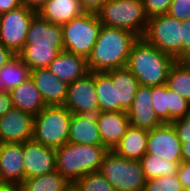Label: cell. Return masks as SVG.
<instances>
[{"instance_id": "7bdbcfd3", "label": "cell", "mask_w": 190, "mask_h": 191, "mask_svg": "<svg viewBox=\"0 0 190 191\" xmlns=\"http://www.w3.org/2000/svg\"><path fill=\"white\" fill-rule=\"evenodd\" d=\"M47 0H21L22 5L27 8L38 12Z\"/></svg>"}, {"instance_id": "d6986e66", "label": "cell", "mask_w": 190, "mask_h": 191, "mask_svg": "<svg viewBox=\"0 0 190 191\" xmlns=\"http://www.w3.org/2000/svg\"><path fill=\"white\" fill-rule=\"evenodd\" d=\"M46 106L64 105L67 99L68 84L53 75L48 68L30 70Z\"/></svg>"}, {"instance_id": "44dd1931", "label": "cell", "mask_w": 190, "mask_h": 191, "mask_svg": "<svg viewBox=\"0 0 190 191\" xmlns=\"http://www.w3.org/2000/svg\"><path fill=\"white\" fill-rule=\"evenodd\" d=\"M68 142L103 146L96 115L72 114Z\"/></svg>"}, {"instance_id": "e0dca14e", "label": "cell", "mask_w": 190, "mask_h": 191, "mask_svg": "<svg viewBox=\"0 0 190 191\" xmlns=\"http://www.w3.org/2000/svg\"><path fill=\"white\" fill-rule=\"evenodd\" d=\"M24 47L64 48L62 25L50 23L36 13L27 32Z\"/></svg>"}, {"instance_id": "bcb514c9", "label": "cell", "mask_w": 190, "mask_h": 191, "mask_svg": "<svg viewBox=\"0 0 190 191\" xmlns=\"http://www.w3.org/2000/svg\"><path fill=\"white\" fill-rule=\"evenodd\" d=\"M4 92H6V91H5V87H4L2 78L0 77V94H1V93H4Z\"/></svg>"}, {"instance_id": "8d00e7d4", "label": "cell", "mask_w": 190, "mask_h": 191, "mask_svg": "<svg viewBox=\"0 0 190 191\" xmlns=\"http://www.w3.org/2000/svg\"><path fill=\"white\" fill-rule=\"evenodd\" d=\"M182 22V60H190V18Z\"/></svg>"}, {"instance_id": "f1b7e54d", "label": "cell", "mask_w": 190, "mask_h": 191, "mask_svg": "<svg viewBox=\"0 0 190 191\" xmlns=\"http://www.w3.org/2000/svg\"><path fill=\"white\" fill-rule=\"evenodd\" d=\"M64 48L23 47L18 56L32 69L47 68Z\"/></svg>"}, {"instance_id": "f6af8a7d", "label": "cell", "mask_w": 190, "mask_h": 191, "mask_svg": "<svg viewBox=\"0 0 190 191\" xmlns=\"http://www.w3.org/2000/svg\"><path fill=\"white\" fill-rule=\"evenodd\" d=\"M0 191H23L21 185L13 183H1Z\"/></svg>"}, {"instance_id": "d6a6232c", "label": "cell", "mask_w": 190, "mask_h": 191, "mask_svg": "<svg viewBox=\"0 0 190 191\" xmlns=\"http://www.w3.org/2000/svg\"><path fill=\"white\" fill-rule=\"evenodd\" d=\"M143 191H185L178 174L172 176H160L146 181Z\"/></svg>"}, {"instance_id": "74e56055", "label": "cell", "mask_w": 190, "mask_h": 191, "mask_svg": "<svg viewBox=\"0 0 190 191\" xmlns=\"http://www.w3.org/2000/svg\"><path fill=\"white\" fill-rule=\"evenodd\" d=\"M177 174L185 191H190V163L182 162Z\"/></svg>"}, {"instance_id": "6da1fadb", "label": "cell", "mask_w": 190, "mask_h": 191, "mask_svg": "<svg viewBox=\"0 0 190 191\" xmlns=\"http://www.w3.org/2000/svg\"><path fill=\"white\" fill-rule=\"evenodd\" d=\"M137 39L130 31L102 25L87 59L90 72H106L126 67L131 47Z\"/></svg>"}, {"instance_id": "1f68e13d", "label": "cell", "mask_w": 190, "mask_h": 191, "mask_svg": "<svg viewBox=\"0 0 190 191\" xmlns=\"http://www.w3.org/2000/svg\"><path fill=\"white\" fill-rule=\"evenodd\" d=\"M73 191H116L100 171L79 178L72 184Z\"/></svg>"}, {"instance_id": "e575fe53", "label": "cell", "mask_w": 190, "mask_h": 191, "mask_svg": "<svg viewBox=\"0 0 190 191\" xmlns=\"http://www.w3.org/2000/svg\"><path fill=\"white\" fill-rule=\"evenodd\" d=\"M167 14L180 21L189 19L190 0H173Z\"/></svg>"}, {"instance_id": "ac0fdd59", "label": "cell", "mask_w": 190, "mask_h": 191, "mask_svg": "<svg viewBox=\"0 0 190 191\" xmlns=\"http://www.w3.org/2000/svg\"><path fill=\"white\" fill-rule=\"evenodd\" d=\"M24 180L23 143H0V182L21 185Z\"/></svg>"}, {"instance_id": "ee69618b", "label": "cell", "mask_w": 190, "mask_h": 191, "mask_svg": "<svg viewBox=\"0 0 190 191\" xmlns=\"http://www.w3.org/2000/svg\"><path fill=\"white\" fill-rule=\"evenodd\" d=\"M182 162L190 163V142L181 144Z\"/></svg>"}, {"instance_id": "7c38bea8", "label": "cell", "mask_w": 190, "mask_h": 191, "mask_svg": "<svg viewBox=\"0 0 190 191\" xmlns=\"http://www.w3.org/2000/svg\"><path fill=\"white\" fill-rule=\"evenodd\" d=\"M181 141L172 124L149 130L146 153L171 162H182Z\"/></svg>"}, {"instance_id": "ba28073f", "label": "cell", "mask_w": 190, "mask_h": 191, "mask_svg": "<svg viewBox=\"0 0 190 191\" xmlns=\"http://www.w3.org/2000/svg\"><path fill=\"white\" fill-rule=\"evenodd\" d=\"M182 22L168 14L148 18L142 38L176 60H182Z\"/></svg>"}, {"instance_id": "836d02e7", "label": "cell", "mask_w": 190, "mask_h": 191, "mask_svg": "<svg viewBox=\"0 0 190 191\" xmlns=\"http://www.w3.org/2000/svg\"><path fill=\"white\" fill-rule=\"evenodd\" d=\"M173 0H143L144 10L148 18L167 14Z\"/></svg>"}, {"instance_id": "2e32d148", "label": "cell", "mask_w": 190, "mask_h": 191, "mask_svg": "<svg viewBox=\"0 0 190 191\" xmlns=\"http://www.w3.org/2000/svg\"><path fill=\"white\" fill-rule=\"evenodd\" d=\"M152 104L151 87L139 85L133 103L126 112L131 126L151 130L163 125Z\"/></svg>"}, {"instance_id": "277c9868", "label": "cell", "mask_w": 190, "mask_h": 191, "mask_svg": "<svg viewBox=\"0 0 190 191\" xmlns=\"http://www.w3.org/2000/svg\"><path fill=\"white\" fill-rule=\"evenodd\" d=\"M97 15L102 25L130 31L138 38L148 23L143 0H108Z\"/></svg>"}, {"instance_id": "30bf717a", "label": "cell", "mask_w": 190, "mask_h": 191, "mask_svg": "<svg viewBox=\"0 0 190 191\" xmlns=\"http://www.w3.org/2000/svg\"><path fill=\"white\" fill-rule=\"evenodd\" d=\"M151 97L155 113L163 124L188 117L190 102L169 89L166 83L151 87Z\"/></svg>"}, {"instance_id": "603a6c76", "label": "cell", "mask_w": 190, "mask_h": 191, "mask_svg": "<svg viewBox=\"0 0 190 191\" xmlns=\"http://www.w3.org/2000/svg\"><path fill=\"white\" fill-rule=\"evenodd\" d=\"M13 107L28 112L34 116L40 113L45 103L31 77L23 81L19 86L10 91Z\"/></svg>"}, {"instance_id": "8fae6325", "label": "cell", "mask_w": 190, "mask_h": 191, "mask_svg": "<svg viewBox=\"0 0 190 191\" xmlns=\"http://www.w3.org/2000/svg\"><path fill=\"white\" fill-rule=\"evenodd\" d=\"M94 72L68 85L67 99L64 106L72 114H92L99 112L96 95Z\"/></svg>"}, {"instance_id": "b9f144b4", "label": "cell", "mask_w": 190, "mask_h": 191, "mask_svg": "<svg viewBox=\"0 0 190 191\" xmlns=\"http://www.w3.org/2000/svg\"><path fill=\"white\" fill-rule=\"evenodd\" d=\"M16 54L0 43V69L5 66Z\"/></svg>"}, {"instance_id": "f35d334b", "label": "cell", "mask_w": 190, "mask_h": 191, "mask_svg": "<svg viewBox=\"0 0 190 191\" xmlns=\"http://www.w3.org/2000/svg\"><path fill=\"white\" fill-rule=\"evenodd\" d=\"M108 0H80L84 12L97 14Z\"/></svg>"}, {"instance_id": "ffe728a7", "label": "cell", "mask_w": 190, "mask_h": 191, "mask_svg": "<svg viewBox=\"0 0 190 191\" xmlns=\"http://www.w3.org/2000/svg\"><path fill=\"white\" fill-rule=\"evenodd\" d=\"M47 68L68 85L90 72L87 58L67 51H61Z\"/></svg>"}, {"instance_id": "5b68a950", "label": "cell", "mask_w": 190, "mask_h": 191, "mask_svg": "<svg viewBox=\"0 0 190 191\" xmlns=\"http://www.w3.org/2000/svg\"><path fill=\"white\" fill-rule=\"evenodd\" d=\"M72 113L64 106H46L34 119L33 139L54 149L68 142Z\"/></svg>"}, {"instance_id": "4fadbf2b", "label": "cell", "mask_w": 190, "mask_h": 191, "mask_svg": "<svg viewBox=\"0 0 190 191\" xmlns=\"http://www.w3.org/2000/svg\"><path fill=\"white\" fill-rule=\"evenodd\" d=\"M23 165L25 179L56 171V149L47 147L34 139L23 142Z\"/></svg>"}, {"instance_id": "f546056e", "label": "cell", "mask_w": 190, "mask_h": 191, "mask_svg": "<svg viewBox=\"0 0 190 191\" xmlns=\"http://www.w3.org/2000/svg\"><path fill=\"white\" fill-rule=\"evenodd\" d=\"M142 170L147 181L160 176H172L177 174L182 162H171L155 155L145 153L140 160Z\"/></svg>"}, {"instance_id": "4316f807", "label": "cell", "mask_w": 190, "mask_h": 191, "mask_svg": "<svg viewBox=\"0 0 190 191\" xmlns=\"http://www.w3.org/2000/svg\"><path fill=\"white\" fill-rule=\"evenodd\" d=\"M23 191H70L72 184L57 170L42 176L25 179L21 184Z\"/></svg>"}, {"instance_id": "cb8c5ba5", "label": "cell", "mask_w": 190, "mask_h": 191, "mask_svg": "<svg viewBox=\"0 0 190 191\" xmlns=\"http://www.w3.org/2000/svg\"><path fill=\"white\" fill-rule=\"evenodd\" d=\"M149 130L131 126L113 150L118 156L140 161L146 153Z\"/></svg>"}, {"instance_id": "9a60e30c", "label": "cell", "mask_w": 190, "mask_h": 191, "mask_svg": "<svg viewBox=\"0 0 190 191\" xmlns=\"http://www.w3.org/2000/svg\"><path fill=\"white\" fill-rule=\"evenodd\" d=\"M96 122L102 144L109 151L116 148L131 125L127 113L121 111H99Z\"/></svg>"}, {"instance_id": "52a82bcc", "label": "cell", "mask_w": 190, "mask_h": 191, "mask_svg": "<svg viewBox=\"0 0 190 191\" xmlns=\"http://www.w3.org/2000/svg\"><path fill=\"white\" fill-rule=\"evenodd\" d=\"M101 26L98 15L87 12L62 25L64 51L88 59L98 38Z\"/></svg>"}, {"instance_id": "60d3db41", "label": "cell", "mask_w": 190, "mask_h": 191, "mask_svg": "<svg viewBox=\"0 0 190 191\" xmlns=\"http://www.w3.org/2000/svg\"><path fill=\"white\" fill-rule=\"evenodd\" d=\"M22 6L21 0H0V15Z\"/></svg>"}, {"instance_id": "d590c367", "label": "cell", "mask_w": 190, "mask_h": 191, "mask_svg": "<svg viewBox=\"0 0 190 191\" xmlns=\"http://www.w3.org/2000/svg\"><path fill=\"white\" fill-rule=\"evenodd\" d=\"M181 143L190 142V112L187 118L174 120L172 123Z\"/></svg>"}, {"instance_id": "d4e9b609", "label": "cell", "mask_w": 190, "mask_h": 191, "mask_svg": "<svg viewBox=\"0 0 190 191\" xmlns=\"http://www.w3.org/2000/svg\"><path fill=\"white\" fill-rule=\"evenodd\" d=\"M112 83L116 85L119 111L127 112L136 96L138 80L127 67L112 69Z\"/></svg>"}, {"instance_id": "9c48e42d", "label": "cell", "mask_w": 190, "mask_h": 191, "mask_svg": "<svg viewBox=\"0 0 190 191\" xmlns=\"http://www.w3.org/2000/svg\"><path fill=\"white\" fill-rule=\"evenodd\" d=\"M36 11L22 5L0 16V43L16 55L25 46V39Z\"/></svg>"}, {"instance_id": "7a4b0ae2", "label": "cell", "mask_w": 190, "mask_h": 191, "mask_svg": "<svg viewBox=\"0 0 190 191\" xmlns=\"http://www.w3.org/2000/svg\"><path fill=\"white\" fill-rule=\"evenodd\" d=\"M175 61L174 57L158 50L143 38H138L131 47L126 67L139 85L155 87L166 83Z\"/></svg>"}, {"instance_id": "3957f363", "label": "cell", "mask_w": 190, "mask_h": 191, "mask_svg": "<svg viewBox=\"0 0 190 191\" xmlns=\"http://www.w3.org/2000/svg\"><path fill=\"white\" fill-rule=\"evenodd\" d=\"M108 152L104 146L67 142L56 149V169L73 184L84 175L99 171Z\"/></svg>"}, {"instance_id": "7402d4cb", "label": "cell", "mask_w": 190, "mask_h": 191, "mask_svg": "<svg viewBox=\"0 0 190 191\" xmlns=\"http://www.w3.org/2000/svg\"><path fill=\"white\" fill-rule=\"evenodd\" d=\"M50 23L64 25L84 13L80 0H47L37 12Z\"/></svg>"}, {"instance_id": "ab89813d", "label": "cell", "mask_w": 190, "mask_h": 191, "mask_svg": "<svg viewBox=\"0 0 190 191\" xmlns=\"http://www.w3.org/2000/svg\"><path fill=\"white\" fill-rule=\"evenodd\" d=\"M13 108V102L10 92H4L0 94V117L5 115Z\"/></svg>"}, {"instance_id": "83f0119b", "label": "cell", "mask_w": 190, "mask_h": 191, "mask_svg": "<svg viewBox=\"0 0 190 191\" xmlns=\"http://www.w3.org/2000/svg\"><path fill=\"white\" fill-rule=\"evenodd\" d=\"M166 84L190 102V60H176L171 67Z\"/></svg>"}, {"instance_id": "8992f818", "label": "cell", "mask_w": 190, "mask_h": 191, "mask_svg": "<svg viewBox=\"0 0 190 191\" xmlns=\"http://www.w3.org/2000/svg\"><path fill=\"white\" fill-rule=\"evenodd\" d=\"M99 171L116 191H143L147 181L140 161L120 157L114 151L106 154Z\"/></svg>"}, {"instance_id": "5bb4252c", "label": "cell", "mask_w": 190, "mask_h": 191, "mask_svg": "<svg viewBox=\"0 0 190 191\" xmlns=\"http://www.w3.org/2000/svg\"><path fill=\"white\" fill-rule=\"evenodd\" d=\"M35 116L13 107L0 117V143H23L33 139Z\"/></svg>"}, {"instance_id": "484cf974", "label": "cell", "mask_w": 190, "mask_h": 191, "mask_svg": "<svg viewBox=\"0 0 190 191\" xmlns=\"http://www.w3.org/2000/svg\"><path fill=\"white\" fill-rule=\"evenodd\" d=\"M96 95L99 102V111H119L116 85L112 83V70L94 72Z\"/></svg>"}, {"instance_id": "4dcf8cb0", "label": "cell", "mask_w": 190, "mask_h": 191, "mask_svg": "<svg viewBox=\"0 0 190 191\" xmlns=\"http://www.w3.org/2000/svg\"><path fill=\"white\" fill-rule=\"evenodd\" d=\"M5 91L10 92L30 77V68L16 55L0 69Z\"/></svg>"}]
</instances>
